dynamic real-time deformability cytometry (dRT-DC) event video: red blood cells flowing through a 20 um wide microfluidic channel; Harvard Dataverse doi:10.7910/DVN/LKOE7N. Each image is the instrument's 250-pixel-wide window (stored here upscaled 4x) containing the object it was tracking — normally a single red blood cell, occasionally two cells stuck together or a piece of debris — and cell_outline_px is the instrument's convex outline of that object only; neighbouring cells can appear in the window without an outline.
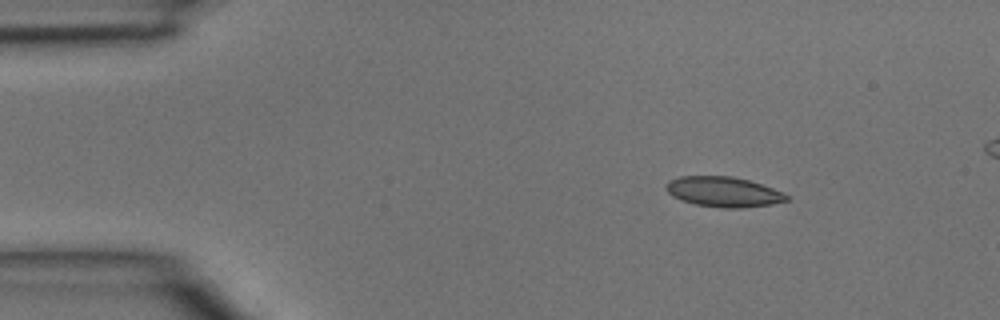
{"species": "common noctule bat (a hibernating species)", "species_latin": "Nyctalus noctula", "temperature_condition": "room temperature", "stored_images_in_passage": 3, "camera_frame_rate_fps": 3000, "um_per_image_px": 0.085, "animal": {"sex": "male", "body_mass_g": 15.6}, "frame": {"image": 1, "passage_image": 1, "time_ms": 0.0, "image_size_px": [1000, 320], "cell_outline_px": [[788, 200], [772, 204], [744, 208], [720, 208], [696, 204], [680, 200], [672, 196], [664, 188], [668, 180], [680, 176], [732, 176], [748, 180], [772, 188], [788, 196]], "centroid_in_image_um": [61.44, 16.31], "position_along_channel_um": 23.6, "area_um2": 21.15}}